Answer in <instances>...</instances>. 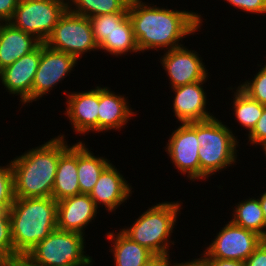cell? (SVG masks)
<instances>
[{
    "label": "cell",
    "mask_w": 266,
    "mask_h": 266,
    "mask_svg": "<svg viewBox=\"0 0 266 266\" xmlns=\"http://www.w3.org/2000/svg\"><path fill=\"white\" fill-rule=\"evenodd\" d=\"M169 137L165 152L178 172L188 177V180H200V163L198 151L200 145L197 139V122L180 124Z\"/></svg>",
    "instance_id": "obj_10"
},
{
    "label": "cell",
    "mask_w": 266,
    "mask_h": 266,
    "mask_svg": "<svg viewBox=\"0 0 266 266\" xmlns=\"http://www.w3.org/2000/svg\"><path fill=\"white\" fill-rule=\"evenodd\" d=\"M66 93L67 103L65 115L71 122L74 132L85 134L98 132V110H99V86L82 92Z\"/></svg>",
    "instance_id": "obj_14"
},
{
    "label": "cell",
    "mask_w": 266,
    "mask_h": 266,
    "mask_svg": "<svg viewBox=\"0 0 266 266\" xmlns=\"http://www.w3.org/2000/svg\"><path fill=\"white\" fill-rule=\"evenodd\" d=\"M239 84L238 87L251 99L266 106V65L262 66L256 75L254 74L252 80H246Z\"/></svg>",
    "instance_id": "obj_28"
},
{
    "label": "cell",
    "mask_w": 266,
    "mask_h": 266,
    "mask_svg": "<svg viewBox=\"0 0 266 266\" xmlns=\"http://www.w3.org/2000/svg\"><path fill=\"white\" fill-rule=\"evenodd\" d=\"M42 42L34 35L0 23V70L35 50Z\"/></svg>",
    "instance_id": "obj_19"
},
{
    "label": "cell",
    "mask_w": 266,
    "mask_h": 266,
    "mask_svg": "<svg viewBox=\"0 0 266 266\" xmlns=\"http://www.w3.org/2000/svg\"><path fill=\"white\" fill-rule=\"evenodd\" d=\"M180 46L168 51L160 58V63L169 77L171 88L208 79V71L202 57L195 50ZM200 55V57H199Z\"/></svg>",
    "instance_id": "obj_12"
},
{
    "label": "cell",
    "mask_w": 266,
    "mask_h": 266,
    "mask_svg": "<svg viewBox=\"0 0 266 266\" xmlns=\"http://www.w3.org/2000/svg\"><path fill=\"white\" fill-rule=\"evenodd\" d=\"M206 81L202 80L172 88L175 93L174 100H172V112L180 124L205 121L215 117L206 108L207 93L203 88Z\"/></svg>",
    "instance_id": "obj_15"
},
{
    "label": "cell",
    "mask_w": 266,
    "mask_h": 266,
    "mask_svg": "<svg viewBox=\"0 0 266 266\" xmlns=\"http://www.w3.org/2000/svg\"><path fill=\"white\" fill-rule=\"evenodd\" d=\"M98 49L116 57L127 55V53H137L139 51L134 37L133 25L129 15H127L105 40L98 46ZM127 52V53H126Z\"/></svg>",
    "instance_id": "obj_23"
},
{
    "label": "cell",
    "mask_w": 266,
    "mask_h": 266,
    "mask_svg": "<svg viewBox=\"0 0 266 266\" xmlns=\"http://www.w3.org/2000/svg\"><path fill=\"white\" fill-rule=\"evenodd\" d=\"M182 204L177 202H159L143 212L130 227L121 230L133 241L150 250L154 255L170 254L175 245L171 239ZM171 244H170V243ZM171 245V246H170Z\"/></svg>",
    "instance_id": "obj_4"
},
{
    "label": "cell",
    "mask_w": 266,
    "mask_h": 266,
    "mask_svg": "<svg viewBox=\"0 0 266 266\" xmlns=\"http://www.w3.org/2000/svg\"><path fill=\"white\" fill-rule=\"evenodd\" d=\"M16 255H26L57 228V201L52 197L15 198L10 208Z\"/></svg>",
    "instance_id": "obj_3"
},
{
    "label": "cell",
    "mask_w": 266,
    "mask_h": 266,
    "mask_svg": "<svg viewBox=\"0 0 266 266\" xmlns=\"http://www.w3.org/2000/svg\"><path fill=\"white\" fill-rule=\"evenodd\" d=\"M170 255H155L144 266H177V262L173 264L170 261Z\"/></svg>",
    "instance_id": "obj_35"
},
{
    "label": "cell",
    "mask_w": 266,
    "mask_h": 266,
    "mask_svg": "<svg viewBox=\"0 0 266 266\" xmlns=\"http://www.w3.org/2000/svg\"><path fill=\"white\" fill-rule=\"evenodd\" d=\"M18 3L19 0H0V23L11 20Z\"/></svg>",
    "instance_id": "obj_34"
},
{
    "label": "cell",
    "mask_w": 266,
    "mask_h": 266,
    "mask_svg": "<svg viewBox=\"0 0 266 266\" xmlns=\"http://www.w3.org/2000/svg\"><path fill=\"white\" fill-rule=\"evenodd\" d=\"M127 15L128 12H116L89 17L96 44L99 46Z\"/></svg>",
    "instance_id": "obj_27"
},
{
    "label": "cell",
    "mask_w": 266,
    "mask_h": 266,
    "mask_svg": "<svg viewBox=\"0 0 266 266\" xmlns=\"http://www.w3.org/2000/svg\"><path fill=\"white\" fill-rule=\"evenodd\" d=\"M223 123L216 117L197 122L201 180L209 179V176L237 162L238 138Z\"/></svg>",
    "instance_id": "obj_5"
},
{
    "label": "cell",
    "mask_w": 266,
    "mask_h": 266,
    "mask_svg": "<svg viewBox=\"0 0 266 266\" xmlns=\"http://www.w3.org/2000/svg\"><path fill=\"white\" fill-rule=\"evenodd\" d=\"M68 9V0H19L9 23L42 43Z\"/></svg>",
    "instance_id": "obj_7"
},
{
    "label": "cell",
    "mask_w": 266,
    "mask_h": 266,
    "mask_svg": "<svg viewBox=\"0 0 266 266\" xmlns=\"http://www.w3.org/2000/svg\"><path fill=\"white\" fill-rule=\"evenodd\" d=\"M41 59V44L32 52L22 56L13 64L0 70V81L4 89L20 97L25 106L32 103V84Z\"/></svg>",
    "instance_id": "obj_13"
},
{
    "label": "cell",
    "mask_w": 266,
    "mask_h": 266,
    "mask_svg": "<svg viewBox=\"0 0 266 266\" xmlns=\"http://www.w3.org/2000/svg\"><path fill=\"white\" fill-rule=\"evenodd\" d=\"M244 200L233 207L231 221L237 226L257 233L264 239L266 237V222L259 198L249 197Z\"/></svg>",
    "instance_id": "obj_24"
},
{
    "label": "cell",
    "mask_w": 266,
    "mask_h": 266,
    "mask_svg": "<svg viewBox=\"0 0 266 266\" xmlns=\"http://www.w3.org/2000/svg\"><path fill=\"white\" fill-rule=\"evenodd\" d=\"M14 200V175L10 161L6 166H0V207L10 209Z\"/></svg>",
    "instance_id": "obj_29"
},
{
    "label": "cell",
    "mask_w": 266,
    "mask_h": 266,
    "mask_svg": "<svg viewBox=\"0 0 266 266\" xmlns=\"http://www.w3.org/2000/svg\"><path fill=\"white\" fill-rule=\"evenodd\" d=\"M124 96L99 86L98 133L121 129L136 115Z\"/></svg>",
    "instance_id": "obj_18"
},
{
    "label": "cell",
    "mask_w": 266,
    "mask_h": 266,
    "mask_svg": "<svg viewBox=\"0 0 266 266\" xmlns=\"http://www.w3.org/2000/svg\"><path fill=\"white\" fill-rule=\"evenodd\" d=\"M123 176L112 162L102 171L89 194L97 208L104 205L105 210L112 213L122 203H127L126 200L130 199L134 191H132V185Z\"/></svg>",
    "instance_id": "obj_16"
},
{
    "label": "cell",
    "mask_w": 266,
    "mask_h": 266,
    "mask_svg": "<svg viewBox=\"0 0 266 266\" xmlns=\"http://www.w3.org/2000/svg\"><path fill=\"white\" fill-rule=\"evenodd\" d=\"M247 136V140H249L248 142H250L252 146L261 145L266 141V106H264L263 113L257 121L256 126Z\"/></svg>",
    "instance_id": "obj_32"
},
{
    "label": "cell",
    "mask_w": 266,
    "mask_h": 266,
    "mask_svg": "<svg viewBox=\"0 0 266 266\" xmlns=\"http://www.w3.org/2000/svg\"><path fill=\"white\" fill-rule=\"evenodd\" d=\"M200 258L193 259L184 263H177V266H213L212 262L202 253Z\"/></svg>",
    "instance_id": "obj_37"
},
{
    "label": "cell",
    "mask_w": 266,
    "mask_h": 266,
    "mask_svg": "<svg viewBox=\"0 0 266 266\" xmlns=\"http://www.w3.org/2000/svg\"><path fill=\"white\" fill-rule=\"evenodd\" d=\"M78 61L73 55L41 43V59L32 84V102L47 96L58 83L69 76Z\"/></svg>",
    "instance_id": "obj_11"
},
{
    "label": "cell",
    "mask_w": 266,
    "mask_h": 266,
    "mask_svg": "<svg viewBox=\"0 0 266 266\" xmlns=\"http://www.w3.org/2000/svg\"><path fill=\"white\" fill-rule=\"evenodd\" d=\"M0 252L8 258L17 256L11 237L10 209L0 207Z\"/></svg>",
    "instance_id": "obj_30"
},
{
    "label": "cell",
    "mask_w": 266,
    "mask_h": 266,
    "mask_svg": "<svg viewBox=\"0 0 266 266\" xmlns=\"http://www.w3.org/2000/svg\"><path fill=\"white\" fill-rule=\"evenodd\" d=\"M6 266H39L33 263L26 255H17L7 260Z\"/></svg>",
    "instance_id": "obj_36"
},
{
    "label": "cell",
    "mask_w": 266,
    "mask_h": 266,
    "mask_svg": "<svg viewBox=\"0 0 266 266\" xmlns=\"http://www.w3.org/2000/svg\"><path fill=\"white\" fill-rule=\"evenodd\" d=\"M61 133L11 160L15 198L51 197L59 156L70 146Z\"/></svg>",
    "instance_id": "obj_2"
},
{
    "label": "cell",
    "mask_w": 266,
    "mask_h": 266,
    "mask_svg": "<svg viewBox=\"0 0 266 266\" xmlns=\"http://www.w3.org/2000/svg\"><path fill=\"white\" fill-rule=\"evenodd\" d=\"M8 257L0 252V266H6Z\"/></svg>",
    "instance_id": "obj_40"
},
{
    "label": "cell",
    "mask_w": 266,
    "mask_h": 266,
    "mask_svg": "<svg viewBox=\"0 0 266 266\" xmlns=\"http://www.w3.org/2000/svg\"><path fill=\"white\" fill-rule=\"evenodd\" d=\"M213 266H244L243 261L208 258Z\"/></svg>",
    "instance_id": "obj_38"
},
{
    "label": "cell",
    "mask_w": 266,
    "mask_h": 266,
    "mask_svg": "<svg viewBox=\"0 0 266 266\" xmlns=\"http://www.w3.org/2000/svg\"><path fill=\"white\" fill-rule=\"evenodd\" d=\"M142 1L130 0L128 8L140 53L149 49L168 51L183 46V38L200 31L203 17L197 12L152 6Z\"/></svg>",
    "instance_id": "obj_1"
},
{
    "label": "cell",
    "mask_w": 266,
    "mask_h": 266,
    "mask_svg": "<svg viewBox=\"0 0 266 266\" xmlns=\"http://www.w3.org/2000/svg\"><path fill=\"white\" fill-rule=\"evenodd\" d=\"M259 146H261V148L263 149V154H265V157H266V141L265 142H263L261 145H259Z\"/></svg>",
    "instance_id": "obj_41"
},
{
    "label": "cell",
    "mask_w": 266,
    "mask_h": 266,
    "mask_svg": "<svg viewBox=\"0 0 266 266\" xmlns=\"http://www.w3.org/2000/svg\"><path fill=\"white\" fill-rule=\"evenodd\" d=\"M244 266H266V242H262L255 248L251 256H249Z\"/></svg>",
    "instance_id": "obj_33"
},
{
    "label": "cell",
    "mask_w": 266,
    "mask_h": 266,
    "mask_svg": "<svg viewBox=\"0 0 266 266\" xmlns=\"http://www.w3.org/2000/svg\"><path fill=\"white\" fill-rule=\"evenodd\" d=\"M97 206L89 194H78L57 202V228L85 235L97 216Z\"/></svg>",
    "instance_id": "obj_17"
},
{
    "label": "cell",
    "mask_w": 266,
    "mask_h": 266,
    "mask_svg": "<svg viewBox=\"0 0 266 266\" xmlns=\"http://www.w3.org/2000/svg\"><path fill=\"white\" fill-rule=\"evenodd\" d=\"M233 94V115L243 127L247 129L249 134L256 126L257 121L263 113L264 106L258 101L251 99L246 93H244L239 87L235 88Z\"/></svg>",
    "instance_id": "obj_25"
},
{
    "label": "cell",
    "mask_w": 266,
    "mask_h": 266,
    "mask_svg": "<svg viewBox=\"0 0 266 266\" xmlns=\"http://www.w3.org/2000/svg\"><path fill=\"white\" fill-rule=\"evenodd\" d=\"M129 2L130 0H68V9L89 18L102 14L128 12Z\"/></svg>",
    "instance_id": "obj_26"
},
{
    "label": "cell",
    "mask_w": 266,
    "mask_h": 266,
    "mask_svg": "<svg viewBox=\"0 0 266 266\" xmlns=\"http://www.w3.org/2000/svg\"><path fill=\"white\" fill-rule=\"evenodd\" d=\"M83 141L77 142V173L81 194H90L102 171L111 163L105 157L95 156Z\"/></svg>",
    "instance_id": "obj_22"
},
{
    "label": "cell",
    "mask_w": 266,
    "mask_h": 266,
    "mask_svg": "<svg viewBox=\"0 0 266 266\" xmlns=\"http://www.w3.org/2000/svg\"><path fill=\"white\" fill-rule=\"evenodd\" d=\"M116 234L107 232L106 238L112 243L115 266H144L155 255L145 247L129 238L121 229Z\"/></svg>",
    "instance_id": "obj_21"
},
{
    "label": "cell",
    "mask_w": 266,
    "mask_h": 266,
    "mask_svg": "<svg viewBox=\"0 0 266 266\" xmlns=\"http://www.w3.org/2000/svg\"><path fill=\"white\" fill-rule=\"evenodd\" d=\"M259 198V202L261 204V208L264 214L265 222H266V191L261 194V196H257Z\"/></svg>",
    "instance_id": "obj_39"
},
{
    "label": "cell",
    "mask_w": 266,
    "mask_h": 266,
    "mask_svg": "<svg viewBox=\"0 0 266 266\" xmlns=\"http://www.w3.org/2000/svg\"><path fill=\"white\" fill-rule=\"evenodd\" d=\"M236 9L257 15L266 14V0H224Z\"/></svg>",
    "instance_id": "obj_31"
},
{
    "label": "cell",
    "mask_w": 266,
    "mask_h": 266,
    "mask_svg": "<svg viewBox=\"0 0 266 266\" xmlns=\"http://www.w3.org/2000/svg\"><path fill=\"white\" fill-rule=\"evenodd\" d=\"M83 236L56 228L26 256L39 266H92L94 260L85 254Z\"/></svg>",
    "instance_id": "obj_6"
},
{
    "label": "cell",
    "mask_w": 266,
    "mask_h": 266,
    "mask_svg": "<svg viewBox=\"0 0 266 266\" xmlns=\"http://www.w3.org/2000/svg\"><path fill=\"white\" fill-rule=\"evenodd\" d=\"M44 44L52 49L73 55L78 60L86 52L99 50L89 19L69 9L60 17Z\"/></svg>",
    "instance_id": "obj_8"
},
{
    "label": "cell",
    "mask_w": 266,
    "mask_h": 266,
    "mask_svg": "<svg viewBox=\"0 0 266 266\" xmlns=\"http://www.w3.org/2000/svg\"><path fill=\"white\" fill-rule=\"evenodd\" d=\"M80 193L77 173V143L70 145L60 156L51 197L55 201Z\"/></svg>",
    "instance_id": "obj_20"
},
{
    "label": "cell",
    "mask_w": 266,
    "mask_h": 266,
    "mask_svg": "<svg viewBox=\"0 0 266 266\" xmlns=\"http://www.w3.org/2000/svg\"><path fill=\"white\" fill-rule=\"evenodd\" d=\"M262 240L257 233L237 226L230 220L217 233L203 254L207 258L245 262Z\"/></svg>",
    "instance_id": "obj_9"
}]
</instances>
